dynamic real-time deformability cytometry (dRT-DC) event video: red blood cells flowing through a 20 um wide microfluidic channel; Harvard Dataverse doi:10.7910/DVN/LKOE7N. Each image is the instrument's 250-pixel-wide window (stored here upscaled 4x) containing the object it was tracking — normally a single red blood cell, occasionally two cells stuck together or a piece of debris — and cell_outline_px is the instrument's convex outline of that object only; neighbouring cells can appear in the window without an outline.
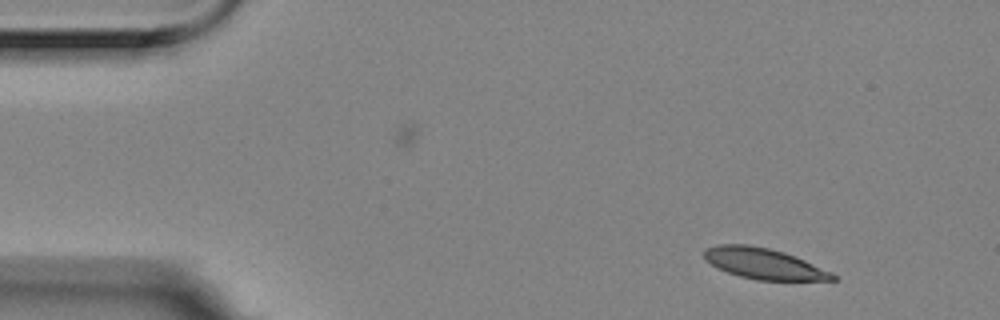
{"species": "Egyptian fruit bat (a non-hibernating species)", "species_latin": "Rousettus aegyptiacus", "temperature_condition": "room temperature", "stored_images_in_passage": 4, "camera_frame_rate_fps": 3000, "um_per_image_px": 0.085, "animal": {"sex": "female"}, "frame": {"image": 1, "passage_image": 1, "time_ms": 0.0, "image_size_px": [1000, 320], "cell_outline_px": [[840, 280], [756, 280], [740, 276], [728, 272], [704, 260], [704, 248], [716, 244], [748, 244], [768, 248], [784, 252], [804, 260], [832, 272]], "centroid_in_image_um": [64.91, 22.4], "position_along_channel_um": 20.1, "area_um2": 23.0}}
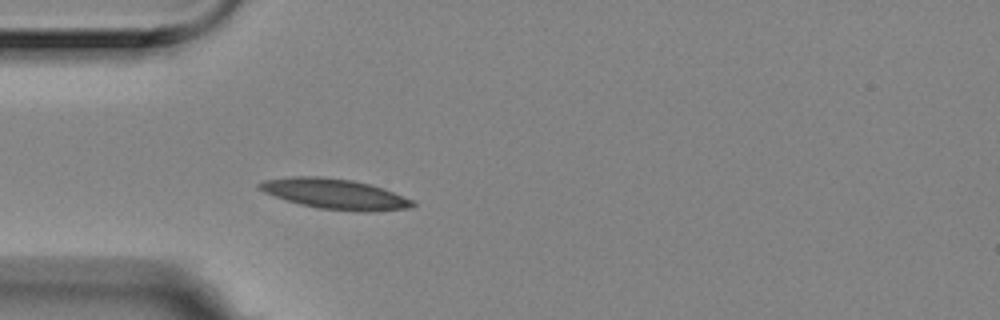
{"frame": {"image": 2, "passage_image": 4, "time_ms": 1.0, "image_size_px": [1000, 320], "cell_outline_px": [[416, 204], [412, 208], [372, 212], [360, 212], [316, 208], [300, 204], [264, 192], [256, 188], [256, 184], [264, 180], [292, 176], [320, 176], [352, 180], [372, 184], [384, 188], [412, 200]], "centroid_in_image_um": [28.48, 16.49], "position_along_channel_um": 56.5, "area_um2": 27.28}}